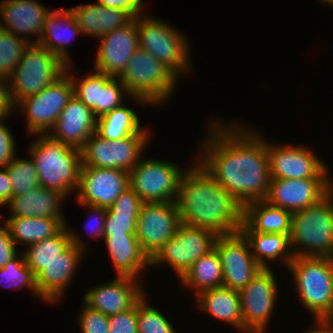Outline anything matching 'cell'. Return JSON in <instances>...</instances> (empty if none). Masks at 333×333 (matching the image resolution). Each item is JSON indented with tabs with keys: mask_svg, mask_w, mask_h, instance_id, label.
I'll list each match as a JSON object with an SVG mask.
<instances>
[{
	"mask_svg": "<svg viewBox=\"0 0 333 333\" xmlns=\"http://www.w3.org/2000/svg\"><path fill=\"white\" fill-rule=\"evenodd\" d=\"M319 1H321V0H319ZM322 2L324 3H327V4H329V5H331V6H333V0H322Z\"/></svg>",
	"mask_w": 333,
	"mask_h": 333,
	"instance_id": "52",
	"label": "cell"
},
{
	"mask_svg": "<svg viewBox=\"0 0 333 333\" xmlns=\"http://www.w3.org/2000/svg\"><path fill=\"white\" fill-rule=\"evenodd\" d=\"M267 148L271 179L329 178L327 165L305 146L267 141Z\"/></svg>",
	"mask_w": 333,
	"mask_h": 333,
	"instance_id": "16",
	"label": "cell"
},
{
	"mask_svg": "<svg viewBox=\"0 0 333 333\" xmlns=\"http://www.w3.org/2000/svg\"><path fill=\"white\" fill-rule=\"evenodd\" d=\"M138 333H177L164 315L149 306L145 294L137 302Z\"/></svg>",
	"mask_w": 333,
	"mask_h": 333,
	"instance_id": "39",
	"label": "cell"
},
{
	"mask_svg": "<svg viewBox=\"0 0 333 333\" xmlns=\"http://www.w3.org/2000/svg\"><path fill=\"white\" fill-rule=\"evenodd\" d=\"M69 233L71 244L35 276L39 297L45 302L56 303L62 298L85 255V243L70 229Z\"/></svg>",
	"mask_w": 333,
	"mask_h": 333,
	"instance_id": "17",
	"label": "cell"
},
{
	"mask_svg": "<svg viewBox=\"0 0 333 333\" xmlns=\"http://www.w3.org/2000/svg\"><path fill=\"white\" fill-rule=\"evenodd\" d=\"M38 136L30 144L28 153L38 172L40 184L68 197L79 186L81 149L66 145L49 134Z\"/></svg>",
	"mask_w": 333,
	"mask_h": 333,
	"instance_id": "3",
	"label": "cell"
},
{
	"mask_svg": "<svg viewBox=\"0 0 333 333\" xmlns=\"http://www.w3.org/2000/svg\"><path fill=\"white\" fill-rule=\"evenodd\" d=\"M96 125L97 118L92 109L73 95L48 134L66 145L81 149L96 132Z\"/></svg>",
	"mask_w": 333,
	"mask_h": 333,
	"instance_id": "22",
	"label": "cell"
},
{
	"mask_svg": "<svg viewBox=\"0 0 333 333\" xmlns=\"http://www.w3.org/2000/svg\"><path fill=\"white\" fill-rule=\"evenodd\" d=\"M289 238L294 256L333 258V189L318 203L292 213Z\"/></svg>",
	"mask_w": 333,
	"mask_h": 333,
	"instance_id": "4",
	"label": "cell"
},
{
	"mask_svg": "<svg viewBox=\"0 0 333 333\" xmlns=\"http://www.w3.org/2000/svg\"><path fill=\"white\" fill-rule=\"evenodd\" d=\"M83 206L88 207L89 210L92 211V213L97 214L96 215L97 216L96 220L93 217L94 218L93 221L92 220L91 221L88 220L90 222L87 221V224L89 225V223H90V225H91V227L89 229V234L91 235V237H92V234H94L93 239L95 238V236H96V238L97 237H99V238L103 237L104 228H105V220H106V217H107V208L94 206V205H87V204H85ZM91 222L92 223L94 222V223L91 224ZM88 225L86 226V229H87Z\"/></svg>",
	"mask_w": 333,
	"mask_h": 333,
	"instance_id": "48",
	"label": "cell"
},
{
	"mask_svg": "<svg viewBox=\"0 0 333 333\" xmlns=\"http://www.w3.org/2000/svg\"><path fill=\"white\" fill-rule=\"evenodd\" d=\"M50 10L36 0H4L0 2V28L6 29L20 38H25L31 44H37L43 31V26ZM30 34L37 37L29 40ZM28 34V35H27Z\"/></svg>",
	"mask_w": 333,
	"mask_h": 333,
	"instance_id": "23",
	"label": "cell"
},
{
	"mask_svg": "<svg viewBox=\"0 0 333 333\" xmlns=\"http://www.w3.org/2000/svg\"><path fill=\"white\" fill-rule=\"evenodd\" d=\"M71 67V65L67 66L66 73L71 77L74 87V96L81 100L87 107L91 108L93 114L98 119L100 89L112 76L105 75L95 70L93 74L83 76L82 79L74 78L69 72Z\"/></svg>",
	"mask_w": 333,
	"mask_h": 333,
	"instance_id": "36",
	"label": "cell"
},
{
	"mask_svg": "<svg viewBox=\"0 0 333 333\" xmlns=\"http://www.w3.org/2000/svg\"><path fill=\"white\" fill-rule=\"evenodd\" d=\"M108 333H138L137 303L127 311L109 316Z\"/></svg>",
	"mask_w": 333,
	"mask_h": 333,
	"instance_id": "43",
	"label": "cell"
},
{
	"mask_svg": "<svg viewBox=\"0 0 333 333\" xmlns=\"http://www.w3.org/2000/svg\"><path fill=\"white\" fill-rule=\"evenodd\" d=\"M316 326L305 333H333V318H315Z\"/></svg>",
	"mask_w": 333,
	"mask_h": 333,
	"instance_id": "51",
	"label": "cell"
},
{
	"mask_svg": "<svg viewBox=\"0 0 333 333\" xmlns=\"http://www.w3.org/2000/svg\"><path fill=\"white\" fill-rule=\"evenodd\" d=\"M99 41L101 43L94 61V69L105 75L119 77L139 48L137 17L125 26L105 34Z\"/></svg>",
	"mask_w": 333,
	"mask_h": 333,
	"instance_id": "20",
	"label": "cell"
},
{
	"mask_svg": "<svg viewBox=\"0 0 333 333\" xmlns=\"http://www.w3.org/2000/svg\"><path fill=\"white\" fill-rule=\"evenodd\" d=\"M129 187V173L119 169L82 166L80 170L77 202L109 208Z\"/></svg>",
	"mask_w": 333,
	"mask_h": 333,
	"instance_id": "19",
	"label": "cell"
},
{
	"mask_svg": "<svg viewBox=\"0 0 333 333\" xmlns=\"http://www.w3.org/2000/svg\"><path fill=\"white\" fill-rule=\"evenodd\" d=\"M4 225L15 243L28 247L57 234L66 222L57 218L8 216Z\"/></svg>",
	"mask_w": 333,
	"mask_h": 333,
	"instance_id": "30",
	"label": "cell"
},
{
	"mask_svg": "<svg viewBox=\"0 0 333 333\" xmlns=\"http://www.w3.org/2000/svg\"><path fill=\"white\" fill-rule=\"evenodd\" d=\"M199 161L244 207L265 200L270 185L267 141L238 123H209ZM212 127V128H211ZM204 147V148H203Z\"/></svg>",
	"mask_w": 333,
	"mask_h": 333,
	"instance_id": "1",
	"label": "cell"
},
{
	"mask_svg": "<svg viewBox=\"0 0 333 333\" xmlns=\"http://www.w3.org/2000/svg\"><path fill=\"white\" fill-rule=\"evenodd\" d=\"M71 32V33H70ZM82 34L72 9L51 10L47 15L43 31L38 45L47 48L50 52L60 57L67 65H70L68 44L70 37Z\"/></svg>",
	"mask_w": 333,
	"mask_h": 333,
	"instance_id": "24",
	"label": "cell"
},
{
	"mask_svg": "<svg viewBox=\"0 0 333 333\" xmlns=\"http://www.w3.org/2000/svg\"><path fill=\"white\" fill-rule=\"evenodd\" d=\"M0 224V268H3L19 252L5 225Z\"/></svg>",
	"mask_w": 333,
	"mask_h": 333,
	"instance_id": "46",
	"label": "cell"
},
{
	"mask_svg": "<svg viewBox=\"0 0 333 333\" xmlns=\"http://www.w3.org/2000/svg\"><path fill=\"white\" fill-rule=\"evenodd\" d=\"M297 294L315 318H333V258L294 256L287 267Z\"/></svg>",
	"mask_w": 333,
	"mask_h": 333,
	"instance_id": "6",
	"label": "cell"
},
{
	"mask_svg": "<svg viewBox=\"0 0 333 333\" xmlns=\"http://www.w3.org/2000/svg\"><path fill=\"white\" fill-rule=\"evenodd\" d=\"M67 196L54 189L39 186L26 193L12 196L8 202L11 215L17 217H47L64 219L63 200Z\"/></svg>",
	"mask_w": 333,
	"mask_h": 333,
	"instance_id": "25",
	"label": "cell"
},
{
	"mask_svg": "<svg viewBox=\"0 0 333 333\" xmlns=\"http://www.w3.org/2000/svg\"><path fill=\"white\" fill-rule=\"evenodd\" d=\"M185 171L172 162L141 157L129 172V186L143 202H176Z\"/></svg>",
	"mask_w": 333,
	"mask_h": 333,
	"instance_id": "11",
	"label": "cell"
},
{
	"mask_svg": "<svg viewBox=\"0 0 333 333\" xmlns=\"http://www.w3.org/2000/svg\"><path fill=\"white\" fill-rule=\"evenodd\" d=\"M12 197V184L6 167H0V207L7 206Z\"/></svg>",
	"mask_w": 333,
	"mask_h": 333,
	"instance_id": "50",
	"label": "cell"
},
{
	"mask_svg": "<svg viewBox=\"0 0 333 333\" xmlns=\"http://www.w3.org/2000/svg\"><path fill=\"white\" fill-rule=\"evenodd\" d=\"M118 78L127 95L144 106L164 103L172 96L178 81L168 67L140 47Z\"/></svg>",
	"mask_w": 333,
	"mask_h": 333,
	"instance_id": "5",
	"label": "cell"
},
{
	"mask_svg": "<svg viewBox=\"0 0 333 333\" xmlns=\"http://www.w3.org/2000/svg\"><path fill=\"white\" fill-rule=\"evenodd\" d=\"M199 309L209 312L213 317L227 322L243 333L240 294L237 290L221 286L203 291L197 295Z\"/></svg>",
	"mask_w": 333,
	"mask_h": 333,
	"instance_id": "29",
	"label": "cell"
},
{
	"mask_svg": "<svg viewBox=\"0 0 333 333\" xmlns=\"http://www.w3.org/2000/svg\"><path fill=\"white\" fill-rule=\"evenodd\" d=\"M149 137V133H136L118 140H107L95 132L81 148L82 166L129 173L142 157Z\"/></svg>",
	"mask_w": 333,
	"mask_h": 333,
	"instance_id": "9",
	"label": "cell"
},
{
	"mask_svg": "<svg viewBox=\"0 0 333 333\" xmlns=\"http://www.w3.org/2000/svg\"><path fill=\"white\" fill-rule=\"evenodd\" d=\"M176 205L182 224L210 229L217 235L241 230L243 207L199 161L183 173Z\"/></svg>",
	"mask_w": 333,
	"mask_h": 333,
	"instance_id": "2",
	"label": "cell"
},
{
	"mask_svg": "<svg viewBox=\"0 0 333 333\" xmlns=\"http://www.w3.org/2000/svg\"><path fill=\"white\" fill-rule=\"evenodd\" d=\"M78 317V325L82 333H108L109 316L83 304Z\"/></svg>",
	"mask_w": 333,
	"mask_h": 333,
	"instance_id": "42",
	"label": "cell"
},
{
	"mask_svg": "<svg viewBox=\"0 0 333 333\" xmlns=\"http://www.w3.org/2000/svg\"><path fill=\"white\" fill-rule=\"evenodd\" d=\"M101 5L110 8H119L127 11L133 18L142 14V0H97Z\"/></svg>",
	"mask_w": 333,
	"mask_h": 333,
	"instance_id": "47",
	"label": "cell"
},
{
	"mask_svg": "<svg viewBox=\"0 0 333 333\" xmlns=\"http://www.w3.org/2000/svg\"><path fill=\"white\" fill-rule=\"evenodd\" d=\"M217 234L180 223L175 235L150 258V267L170 265L180 279L191 265L214 248Z\"/></svg>",
	"mask_w": 333,
	"mask_h": 333,
	"instance_id": "10",
	"label": "cell"
},
{
	"mask_svg": "<svg viewBox=\"0 0 333 333\" xmlns=\"http://www.w3.org/2000/svg\"><path fill=\"white\" fill-rule=\"evenodd\" d=\"M180 224L176 202H143L136 223V237L151 258L174 235Z\"/></svg>",
	"mask_w": 333,
	"mask_h": 333,
	"instance_id": "15",
	"label": "cell"
},
{
	"mask_svg": "<svg viewBox=\"0 0 333 333\" xmlns=\"http://www.w3.org/2000/svg\"><path fill=\"white\" fill-rule=\"evenodd\" d=\"M2 281H6L10 289L17 288L19 290L26 287L28 291L30 289L38 298H41L36 287V277L26 265L23 252L17 254L3 268H0V284Z\"/></svg>",
	"mask_w": 333,
	"mask_h": 333,
	"instance_id": "38",
	"label": "cell"
},
{
	"mask_svg": "<svg viewBox=\"0 0 333 333\" xmlns=\"http://www.w3.org/2000/svg\"><path fill=\"white\" fill-rule=\"evenodd\" d=\"M30 44L25 38L0 28V79L7 80L12 75Z\"/></svg>",
	"mask_w": 333,
	"mask_h": 333,
	"instance_id": "35",
	"label": "cell"
},
{
	"mask_svg": "<svg viewBox=\"0 0 333 333\" xmlns=\"http://www.w3.org/2000/svg\"><path fill=\"white\" fill-rule=\"evenodd\" d=\"M271 268L259 273L239 291L243 331L265 333L277 300L278 284Z\"/></svg>",
	"mask_w": 333,
	"mask_h": 333,
	"instance_id": "13",
	"label": "cell"
},
{
	"mask_svg": "<svg viewBox=\"0 0 333 333\" xmlns=\"http://www.w3.org/2000/svg\"><path fill=\"white\" fill-rule=\"evenodd\" d=\"M67 64L47 48L30 44L6 80L10 102L14 107L27 97L38 94L56 82L67 70Z\"/></svg>",
	"mask_w": 333,
	"mask_h": 333,
	"instance_id": "7",
	"label": "cell"
},
{
	"mask_svg": "<svg viewBox=\"0 0 333 333\" xmlns=\"http://www.w3.org/2000/svg\"><path fill=\"white\" fill-rule=\"evenodd\" d=\"M8 177L12 184V196L26 193L41 186L38 172L32 159H22L15 156L6 166Z\"/></svg>",
	"mask_w": 333,
	"mask_h": 333,
	"instance_id": "37",
	"label": "cell"
},
{
	"mask_svg": "<svg viewBox=\"0 0 333 333\" xmlns=\"http://www.w3.org/2000/svg\"><path fill=\"white\" fill-rule=\"evenodd\" d=\"M292 212L271 205L265 200L253 201L243 207L240 231H257L290 235Z\"/></svg>",
	"mask_w": 333,
	"mask_h": 333,
	"instance_id": "28",
	"label": "cell"
},
{
	"mask_svg": "<svg viewBox=\"0 0 333 333\" xmlns=\"http://www.w3.org/2000/svg\"><path fill=\"white\" fill-rule=\"evenodd\" d=\"M117 276H138L150 266V258L142 250L136 235H113L103 238Z\"/></svg>",
	"mask_w": 333,
	"mask_h": 333,
	"instance_id": "27",
	"label": "cell"
},
{
	"mask_svg": "<svg viewBox=\"0 0 333 333\" xmlns=\"http://www.w3.org/2000/svg\"><path fill=\"white\" fill-rule=\"evenodd\" d=\"M71 244L66 225L55 235L30 245L23 252L26 265L36 276L48 263L57 258Z\"/></svg>",
	"mask_w": 333,
	"mask_h": 333,
	"instance_id": "34",
	"label": "cell"
},
{
	"mask_svg": "<svg viewBox=\"0 0 333 333\" xmlns=\"http://www.w3.org/2000/svg\"><path fill=\"white\" fill-rule=\"evenodd\" d=\"M77 25L84 35L101 39L105 34L128 24L133 17L125 10L99 4L72 8Z\"/></svg>",
	"mask_w": 333,
	"mask_h": 333,
	"instance_id": "26",
	"label": "cell"
},
{
	"mask_svg": "<svg viewBox=\"0 0 333 333\" xmlns=\"http://www.w3.org/2000/svg\"><path fill=\"white\" fill-rule=\"evenodd\" d=\"M143 201L129 186L108 208L111 213L139 214Z\"/></svg>",
	"mask_w": 333,
	"mask_h": 333,
	"instance_id": "44",
	"label": "cell"
},
{
	"mask_svg": "<svg viewBox=\"0 0 333 333\" xmlns=\"http://www.w3.org/2000/svg\"><path fill=\"white\" fill-rule=\"evenodd\" d=\"M330 180L332 179H271L265 201L293 213L323 199L333 189Z\"/></svg>",
	"mask_w": 333,
	"mask_h": 333,
	"instance_id": "18",
	"label": "cell"
},
{
	"mask_svg": "<svg viewBox=\"0 0 333 333\" xmlns=\"http://www.w3.org/2000/svg\"><path fill=\"white\" fill-rule=\"evenodd\" d=\"M180 284L194 289L195 295L223 286L222 265L215 248L196 260L179 279Z\"/></svg>",
	"mask_w": 333,
	"mask_h": 333,
	"instance_id": "32",
	"label": "cell"
},
{
	"mask_svg": "<svg viewBox=\"0 0 333 333\" xmlns=\"http://www.w3.org/2000/svg\"><path fill=\"white\" fill-rule=\"evenodd\" d=\"M249 240L252 254L262 268H269L267 260L281 258L285 267L293 260L290 247V235L260 233L257 231H241ZM267 259V260H266Z\"/></svg>",
	"mask_w": 333,
	"mask_h": 333,
	"instance_id": "31",
	"label": "cell"
},
{
	"mask_svg": "<svg viewBox=\"0 0 333 333\" xmlns=\"http://www.w3.org/2000/svg\"><path fill=\"white\" fill-rule=\"evenodd\" d=\"M214 248L222 265L224 287L240 291L262 269L250 250L249 240L241 231L218 235Z\"/></svg>",
	"mask_w": 333,
	"mask_h": 333,
	"instance_id": "14",
	"label": "cell"
},
{
	"mask_svg": "<svg viewBox=\"0 0 333 333\" xmlns=\"http://www.w3.org/2000/svg\"><path fill=\"white\" fill-rule=\"evenodd\" d=\"M138 215L111 213L107 209L103 238L113 235H135Z\"/></svg>",
	"mask_w": 333,
	"mask_h": 333,
	"instance_id": "41",
	"label": "cell"
},
{
	"mask_svg": "<svg viewBox=\"0 0 333 333\" xmlns=\"http://www.w3.org/2000/svg\"><path fill=\"white\" fill-rule=\"evenodd\" d=\"M73 95L74 87L71 77L65 73L38 94L22 99L14 110L19 108L25 114L29 134L33 136L48 134Z\"/></svg>",
	"mask_w": 333,
	"mask_h": 333,
	"instance_id": "12",
	"label": "cell"
},
{
	"mask_svg": "<svg viewBox=\"0 0 333 333\" xmlns=\"http://www.w3.org/2000/svg\"><path fill=\"white\" fill-rule=\"evenodd\" d=\"M14 112V108L10 102L7 81L0 79V121H2Z\"/></svg>",
	"mask_w": 333,
	"mask_h": 333,
	"instance_id": "49",
	"label": "cell"
},
{
	"mask_svg": "<svg viewBox=\"0 0 333 333\" xmlns=\"http://www.w3.org/2000/svg\"><path fill=\"white\" fill-rule=\"evenodd\" d=\"M96 133L107 140H118L136 133H150L140 126L133 109L121 105L97 119Z\"/></svg>",
	"mask_w": 333,
	"mask_h": 333,
	"instance_id": "33",
	"label": "cell"
},
{
	"mask_svg": "<svg viewBox=\"0 0 333 333\" xmlns=\"http://www.w3.org/2000/svg\"><path fill=\"white\" fill-rule=\"evenodd\" d=\"M0 121V167H6L16 156V141L10 128Z\"/></svg>",
	"mask_w": 333,
	"mask_h": 333,
	"instance_id": "45",
	"label": "cell"
},
{
	"mask_svg": "<svg viewBox=\"0 0 333 333\" xmlns=\"http://www.w3.org/2000/svg\"><path fill=\"white\" fill-rule=\"evenodd\" d=\"M125 93L127 94V91L121 80L118 77H111L100 89L99 118L121 106Z\"/></svg>",
	"mask_w": 333,
	"mask_h": 333,
	"instance_id": "40",
	"label": "cell"
},
{
	"mask_svg": "<svg viewBox=\"0 0 333 333\" xmlns=\"http://www.w3.org/2000/svg\"><path fill=\"white\" fill-rule=\"evenodd\" d=\"M176 29L162 19L137 16L139 47L158 59L179 78L178 75L191 70V64L188 41Z\"/></svg>",
	"mask_w": 333,
	"mask_h": 333,
	"instance_id": "8",
	"label": "cell"
},
{
	"mask_svg": "<svg viewBox=\"0 0 333 333\" xmlns=\"http://www.w3.org/2000/svg\"><path fill=\"white\" fill-rule=\"evenodd\" d=\"M138 280L140 279L116 276L107 284L89 288L84 296L85 304L107 316L127 311L145 294Z\"/></svg>",
	"mask_w": 333,
	"mask_h": 333,
	"instance_id": "21",
	"label": "cell"
}]
</instances>
